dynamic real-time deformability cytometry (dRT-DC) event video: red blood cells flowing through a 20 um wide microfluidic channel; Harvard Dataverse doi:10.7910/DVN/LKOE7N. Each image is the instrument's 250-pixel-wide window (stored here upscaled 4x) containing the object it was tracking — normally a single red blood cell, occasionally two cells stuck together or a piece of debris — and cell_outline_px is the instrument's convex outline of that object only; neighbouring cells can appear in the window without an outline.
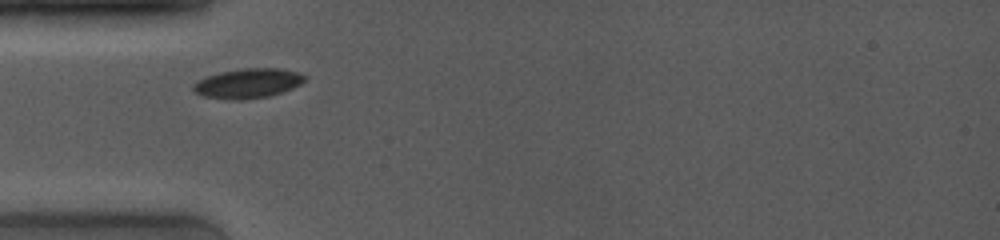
{"species": "common noctule bat (a hibernating species)", "species_latin": "Nyctalus noctula", "temperature_condition": "room temperature", "stored_images_in_passage": 2, "camera_frame_rate_fps": 4000, "um_per_image_px": 0.085, "animal": {"sex": "female", "body_mass_g": 19.0, "forearm_length_mm": 53.3}, "frame": {"image": 1, "passage_image": 1, "time_ms": 0.0, "image_size_px": [1000, 240], "cell_outline_px": [[308, 76], [300, 84], [292, 88], [268, 96], [240, 100], [228, 100], [204, 96], [196, 92], [192, 88], [192, 84], [208, 76], [220, 72], [244, 68], [280, 68], [300, 72]], "centroid_in_image_um": [21.09, 7.07], "position_along_channel_um": 63.9, "area_um2": 19.19}}